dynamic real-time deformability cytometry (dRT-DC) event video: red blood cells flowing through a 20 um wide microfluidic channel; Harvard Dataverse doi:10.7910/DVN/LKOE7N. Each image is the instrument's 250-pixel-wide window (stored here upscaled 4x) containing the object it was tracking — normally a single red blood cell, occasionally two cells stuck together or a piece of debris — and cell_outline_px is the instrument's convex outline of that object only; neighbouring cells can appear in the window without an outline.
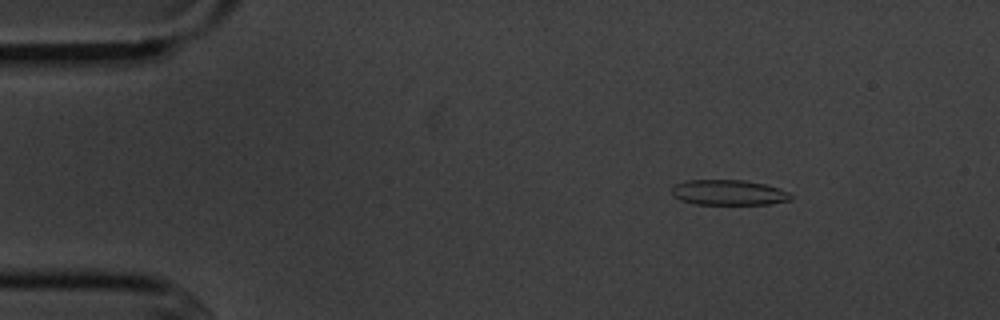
{"species": "common noctule bat (a hibernating species)", "species_latin": "Nyctalus noctula", "temperature_condition": "cold", "stored_images_in_passage": 3, "camera_frame_rate_fps": 3000, "um_per_image_px": 0.085, "animal": {"sex": "male", "body_mass_g": 20.1, "forearm_length_mm": 53.5}, "frame": {"image": 1, "passage_image": 1, "time_ms": 0.0, "image_size_px": [1000, 320], "cell_outline_px": [[792, 200], [768, 204], [696, 204], [680, 200], [672, 196], [672, 188], [676, 184], [688, 180], [744, 180], [764, 184], [780, 188], [788, 192], [792, 196]], "centroid_in_image_um": [61.94, 16.37], "position_along_channel_um": 23.1, "area_um2": 17.57}}